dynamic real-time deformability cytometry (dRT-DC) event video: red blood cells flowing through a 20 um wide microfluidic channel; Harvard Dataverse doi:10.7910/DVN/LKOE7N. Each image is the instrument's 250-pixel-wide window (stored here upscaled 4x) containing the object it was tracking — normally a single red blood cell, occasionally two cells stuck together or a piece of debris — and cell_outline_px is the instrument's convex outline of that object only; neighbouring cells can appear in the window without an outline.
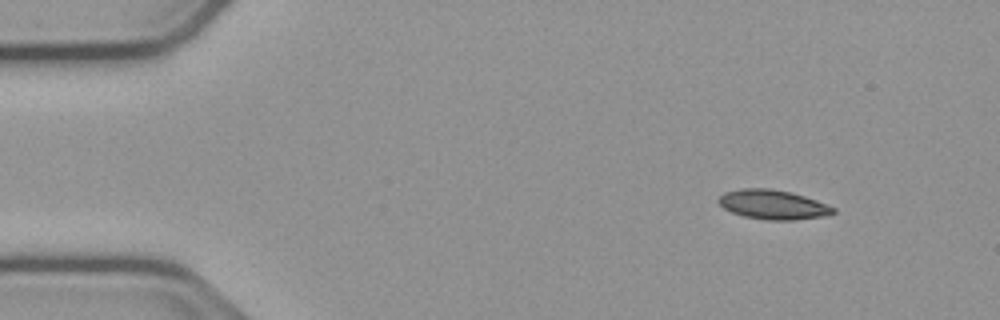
{"species": "common noctule bat (a hibernating species)", "species_latin": "Nyctalus noctula", "temperature_condition": "cold", "stored_images_in_passage": 53, "camera_frame_rate_fps": 3000, "um_per_image_px": 0.085, "animal": {"sex": "male", "body_mass_g": 23.1, "forearm_length_mm": 52.7}, "frame": {"image": 1, "passage_image": 5, "time_ms": 1.333, "image_size_px": [1000, 320], "cell_outline_px": [[836, 212], [824, 216], [796, 220], [768, 220], [744, 216], [732, 212], [724, 208], [716, 200], [724, 192], [740, 188], [768, 188], [788, 192], [804, 196], [816, 200], [836, 208]], "centroid_in_image_um": [65.69, 17.39], "position_along_channel_um": 19.3, "area_um2": 19.59}}
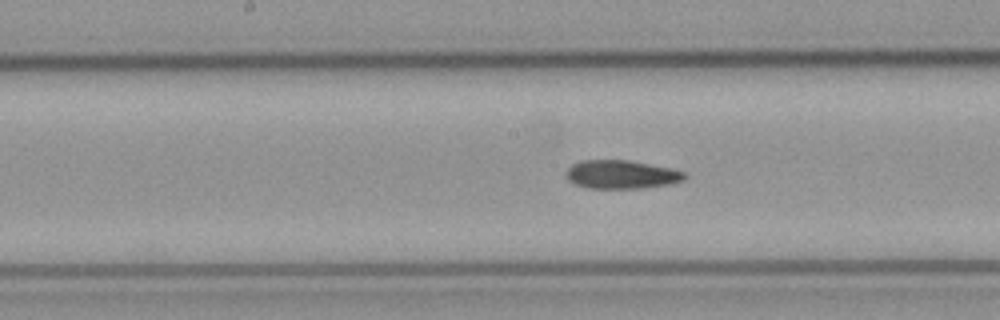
{"frame": {"image": 2, "passage_image": 26, "time_ms": 8.333, "image_size_px": [1000, 320], "cell_outline_px": [[688, 176], [684, 180], [672, 184], [644, 188], [588, 188], [576, 184], [568, 180], [564, 176], [564, 172], [572, 164], [580, 160], [628, 160], [672, 168], [684, 172]], "centroid_in_image_um": [52.82, 14.83], "position_along_channel_um": 195.4, "area_um2": 19.94}}
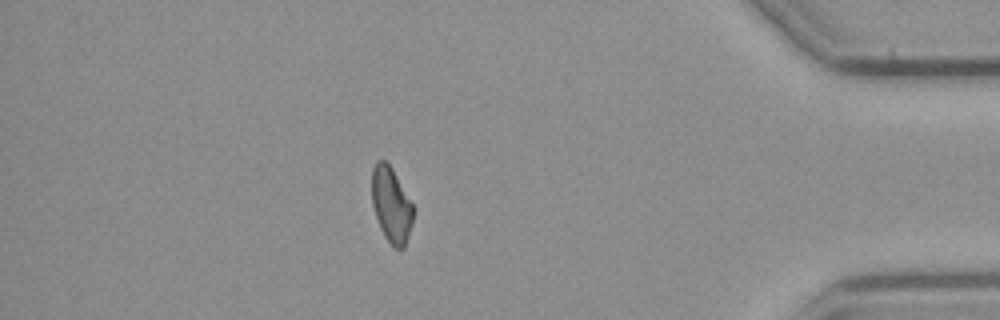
{"frame": {"image": 3, "passage_image": 46, "time_ms": 15.0, "image_size_px": [1000, 320], "cell_outline_px": [[416, 208], [412, 224], [404, 248], [392, 248], [384, 236], [380, 228], [372, 204], [372, 168], [376, 160], [384, 160], [392, 168]], "centroid_in_image_um": [33.28, 17.42], "position_along_channel_um": 401.9, "area_um2": 18.5}}